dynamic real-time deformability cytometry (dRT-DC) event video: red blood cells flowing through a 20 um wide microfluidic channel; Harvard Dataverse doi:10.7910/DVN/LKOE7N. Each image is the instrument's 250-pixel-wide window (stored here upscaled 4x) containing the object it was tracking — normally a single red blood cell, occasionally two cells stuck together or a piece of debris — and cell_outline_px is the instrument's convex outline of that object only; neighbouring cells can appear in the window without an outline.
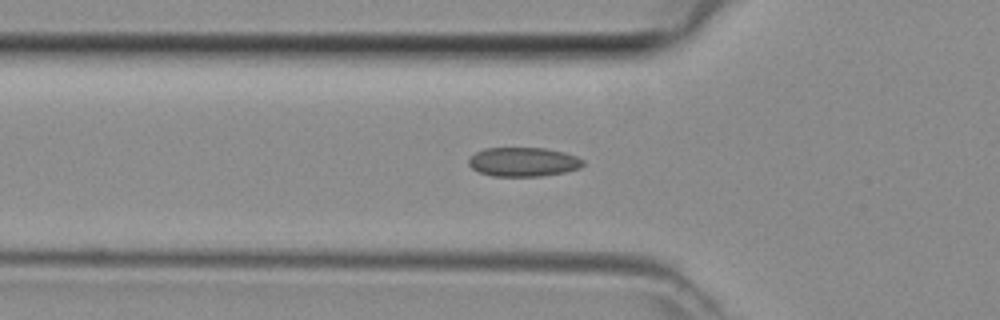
{"species": "common noctule bat (a hibernating species)", "species_latin": "Nyctalus noctula", "temperature_condition": "room temperature", "stored_images_in_passage": 42, "camera_frame_rate_fps": 3000, "um_per_image_px": 0.085, "animal": {"sex": "female", "body_mass_g": 29.2, "forearm_length_mm": 56.3}, "frame": {"image": 1, "passage_image": 15, "time_ms": 4.667, "image_size_px": [1000, 320], "cell_outline_px": [[580, 164], [572, 168], [556, 172], [528, 176], [504, 176], [484, 172], [476, 168], [472, 164], [472, 156], [480, 152], [492, 148], [536, 148], [556, 152], [580, 160]], "centroid_in_image_um": [44.38, 13.75], "position_along_channel_um": 81.4, "area_um2": 17.05}}
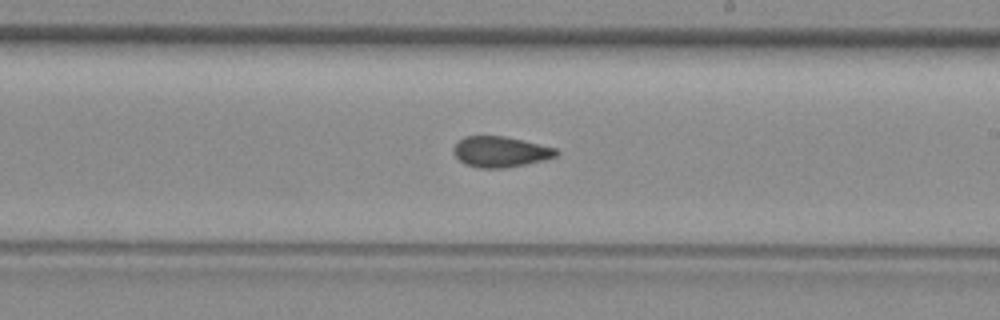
{"frame": {"image": 2, "passage_image": 26, "time_ms": 8.333, "image_size_px": [1000, 320], "cell_outline_px": [[556, 152], [552, 156], [516, 164], [472, 164], [464, 160], [456, 152], [456, 148], [460, 140], [472, 136], [496, 136], [516, 140], [552, 148]], "centroid_in_image_um": [42.51, 12.81], "position_along_channel_um": 246.5, "area_um2": 15.14}}
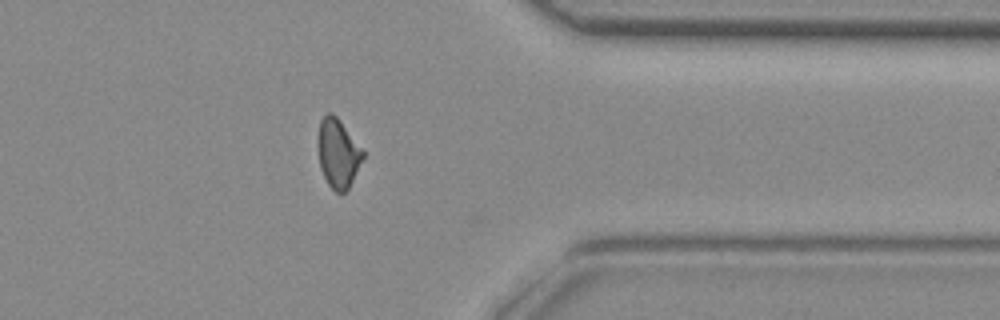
{"frame": {"image": 3, "passage_image": 36, "time_ms": 11.667, "image_size_px": [1000, 320], "cell_outline_px": [[364, 156], [344, 192], [336, 192], [332, 188], [320, 164], [320, 124], [324, 116], [332, 116], [340, 124], [364, 152]], "centroid_in_image_um": [28.75, 13.09], "position_along_channel_um": 382.6, "area_um2": 15.95}}